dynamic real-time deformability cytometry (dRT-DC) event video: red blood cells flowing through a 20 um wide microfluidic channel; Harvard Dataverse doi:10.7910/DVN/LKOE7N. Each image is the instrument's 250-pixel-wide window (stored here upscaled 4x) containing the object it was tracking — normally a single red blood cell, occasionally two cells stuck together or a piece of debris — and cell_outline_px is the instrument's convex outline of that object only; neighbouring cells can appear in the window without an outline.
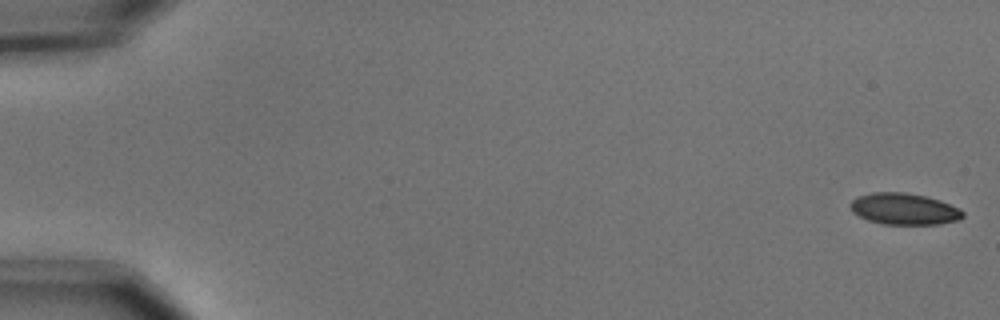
{"species": "common noctule bat (a hibernating species)", "species_latin": "Nyctalus noctula", "temperature_condition": "cold", "stored_images_in_passage": 55, "camera_frame_rate_fps": 3000, "um_per_image_px": 0.085, "animal": {"sex": "male", "body_mass_g": 15.6}, "frame": {"image": 1, "passage_image": 1, "time_ms": 0.0, "image_size_px": [1000, 320], "cell_outline_px": [[964, 216], [960, 220], [940, 224], [880, 224], [868, 220], [852, 212], [848, 204], [856, 196], [872, 192], [904, 192], [924, 196], [940, 200], [960, 208], [964, 212]], "centroid_in_image_um": [76.84, 17.76], "position_along_channel_um": 8.2, "area_um2": 20.87}}
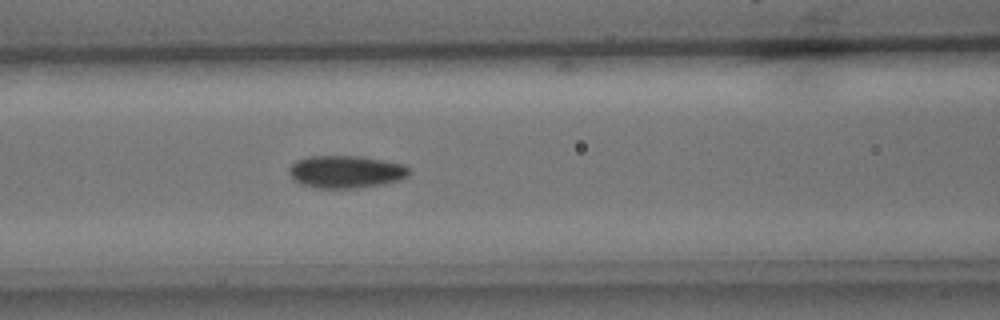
{"frame": {"image": 2, "passage_image": 24, "time_ms": 7.667, "image_size_px": [1000, 320], "cell_outline_px": [[412, 172], [408, 176], [400, 180], [384, 184], [356, 188], [316, 188], [292, 180], [288, 172], [288, 168], [296, 160], [308, 156], [360, 156], [384, 160], [404, 164]], "centroid_in_image_um": [29.41, 14.6], "position_along_channel_um": 137.2, "area_um2": 23.0}}
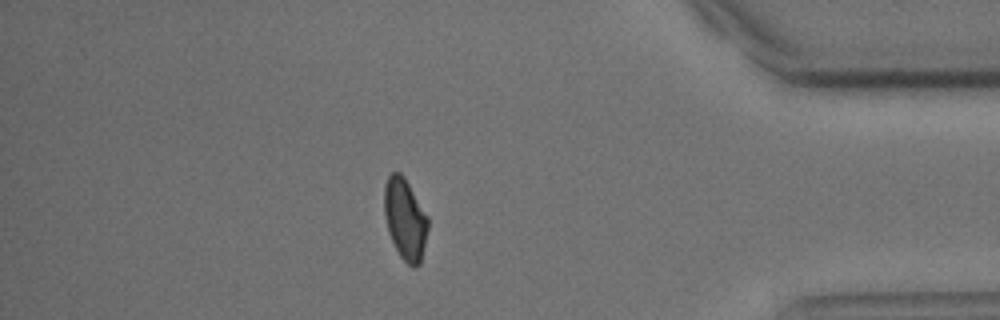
{"frame": {"image": 3, "passage_image": 48, "time_ms": 15.667, "image_size_px": [1000, 320], "cell_outline_px": [[428, 228], [420, 264], [416, 268], [412, 268], [400, 256], [388, 232], [384, 216], [384, 184], [388, 176], [392, 172], [400, 172], [404, 176], [428, 216]], "centroid_in_image_um": [34.42, 18.61], "position_along_channel_um": 400.8, "area_um2": 20.81}, "authors_computed_cell_mechanics": {"area_um2": 21.5594, "velocity_mm_per_s": 3.6872, "shape_relaxation_time_tau1_ms": 2.7062, "shape_relaxation_time_tau2_ms": 8.8987, "deformation_change_tau1": 0.0969, "deformation_change_tau2": 0.0896}}